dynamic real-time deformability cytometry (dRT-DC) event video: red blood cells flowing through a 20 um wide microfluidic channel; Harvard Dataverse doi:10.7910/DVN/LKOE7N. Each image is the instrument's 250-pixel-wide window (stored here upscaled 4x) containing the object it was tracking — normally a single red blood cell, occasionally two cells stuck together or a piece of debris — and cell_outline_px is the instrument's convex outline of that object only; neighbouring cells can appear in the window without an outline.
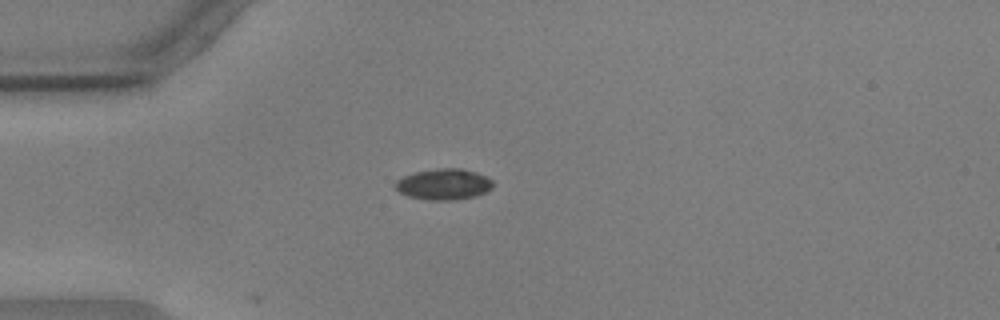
{"species": "common noctule bat (a hibernating species)", "species_latin": "Nyctalus noctula", "temperature_condition": "warm", "stored_images_in_passage": 42, "camera_frame_rate_fps": 3000, "um_per_image_px": 0.085, "animal": {"sex": "male", "body_mass_g": 17.9, "forearm_length_mm": 54.2}, "frame": {"image": 1, "passage_image": 1, "time_ms": 0.0, "image_size_px": [1000, 320], "cell_outline_px": [[492, 188], [476, 196], [452, 200], [428, 200], [408, 196], [400, 192], [396, 188], [396, 180], [404, 176], [416, 172], [440, 168], [460, 168], [476, 172], [492, 180]], "centroid_in_image_um": [37.72, 15.66], "position_along_channel_um": 47.3, "area_um2": 17.4}}
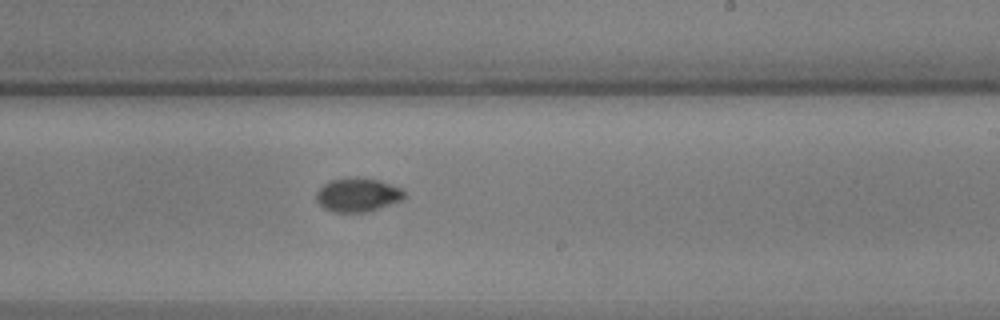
{"frame": {"image": 2, "passage_image": 20, "time_ms": 6.333, "image_size_px": [1000, 320], "cell_outline_px": [[404, 196], [400, 200], [368, 212], [332, 212], [324, 208], [316, 200], [316, 192], [324, 184], [332, 180], [380, 180], [404, 188]], "centroid_in_image_um": [30.41, 16.6], "position_along_channel_um": 258.6, "area_um2": 16.7}}
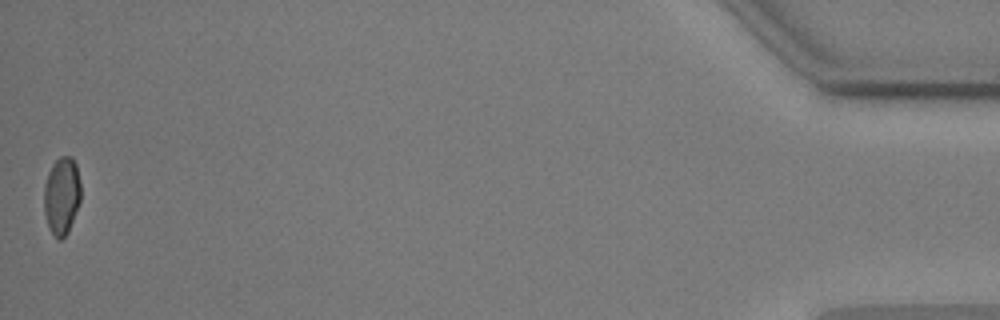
{"frame": {"image": 3, "passage_image": 42, "time_ms": 13.667, "image_size_px": [1000, 320], "cell_outline_px": [[80, 200], [68, 232], [60, 240], [56, 240], [48, 228], [44, 212], [44, 184], [48, 172], [52, 164], [60, 156], [72, 156], [76, 164], [80, 184]], "centroid_in_image_um": [5.22, 16.64], "position_along_channel_um": 430.0, "area_um2": 16.76}, "authors_computed_cell_mechanics": {"area_um2": 17.0799, "velocity_mm_per_s": 3.5849, "shape_relaxation_time_tau1_ms": 3.3962, "shape_relaxation_time_tau2_ms": null, "deformation_change_tau1": 0.1428, "deformation_change_tau2": null}}